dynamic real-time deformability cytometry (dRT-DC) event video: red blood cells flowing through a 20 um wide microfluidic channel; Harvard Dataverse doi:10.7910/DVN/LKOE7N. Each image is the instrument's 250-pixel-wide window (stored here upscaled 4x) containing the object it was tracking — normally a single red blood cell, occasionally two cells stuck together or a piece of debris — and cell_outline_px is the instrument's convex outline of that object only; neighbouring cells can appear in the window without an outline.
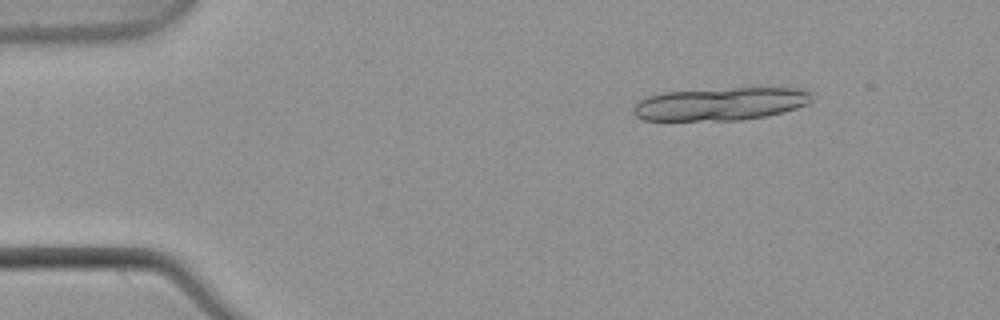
{"species": "common noctule bat (a hibernating species)", "species_latin": "Nyctalus noctula", "temperature_condition": "warm", "stored_images_in_passage": 14, "camera_frame_rate_fps": 3000, "um_per_image_px": 0.085, "animal": {"sex": "male", "body_mass_g": 21.5, "forearm_length_mm": 52.0}, "frame": {"image": 1, "passage_image": 1, "time_ms": 0.0, "image_size_px": [1000, 320], "cell_outline_px": [[812, 92], [808, 104], [784, 112], [768, 116], [740, 120], [644, 120], [636, 116], [632, 112], [632, 108], [640, 100], [648, 96], [664, 92], [736, 88], [800, 88]], "centroid_in_image_um": [61.25, 8.84], "position_along_channel_um": 23.8, "area_um2": 34.1}}